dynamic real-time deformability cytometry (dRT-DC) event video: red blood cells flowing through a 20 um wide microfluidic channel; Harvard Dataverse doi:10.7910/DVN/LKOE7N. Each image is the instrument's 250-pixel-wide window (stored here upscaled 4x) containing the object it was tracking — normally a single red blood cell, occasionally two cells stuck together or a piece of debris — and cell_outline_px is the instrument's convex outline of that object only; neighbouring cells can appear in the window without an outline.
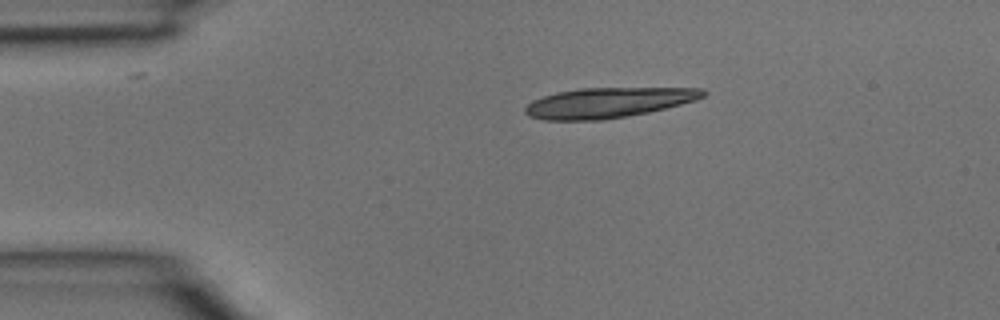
{"species": "common noctule bat (a hibernating species)", "species_latin": "Nyctalus noctula", "temperature_condition": "room temperature", "stored_images_in_passage": 2, "camera_frame_rate_fps": 3000, "um_per_image_px": 0.085, "animal": {"sex": "male", "body_mass_g": 15.6}, "frame": {"image": 1, "passage_image": 1, "time_ms": 0.0, "image_size_px": [1000, 320], "cell_outline_px": [[708, 92], [704, 96], [696, 100], [648, 112], [604, 120], [544, 120], [528, 116], [524, 112], [524, 108], [532, 100], [556, 92], [580, 88], [704, 88]], "centroid_in_image_um": [51.67, 8.72], "position_along_channel_um": 33.3, "area_um2": 31.27}}